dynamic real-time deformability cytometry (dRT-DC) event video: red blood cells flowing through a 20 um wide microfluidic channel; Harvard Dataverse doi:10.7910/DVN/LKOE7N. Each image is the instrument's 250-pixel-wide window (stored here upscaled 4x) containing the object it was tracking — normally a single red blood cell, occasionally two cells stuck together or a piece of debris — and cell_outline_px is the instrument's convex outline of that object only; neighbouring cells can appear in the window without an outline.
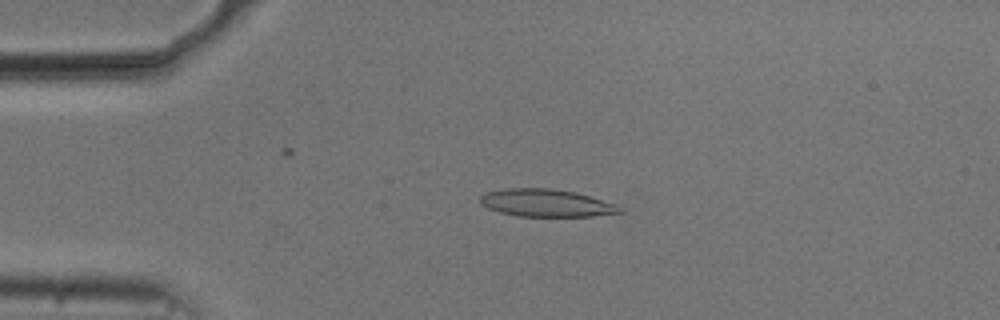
{"species": "common noctule bat (a hibernating species)", "species_latin": "Nyctalus noctula", "temperature_condition": "cold", "stored_images_in_passage": 52, "camera_frame_rate_fps": 3000, "um_per_image_px": 0.085, "animal": {"sex": "male", "body_mass_g": 20.5, "forearm_length_mm": 52.5}, "frame": {"image": 1, "passage_image": 11, "time_ms": 3.333, "image_size_px": [1000, 320], "cell_outline_px": [[624, 212], [592, 216], [516, 216], [500, 212], [488, 208], [480, 204], [480, 196], [488, 192], [504, 188], [548, 188], [576, 192], [616, 204], [624, 208]], "centroid_in_image_um": [46.44, 17.25], "position_along_channel_um": 38.6, "area_um2": 22.43}}
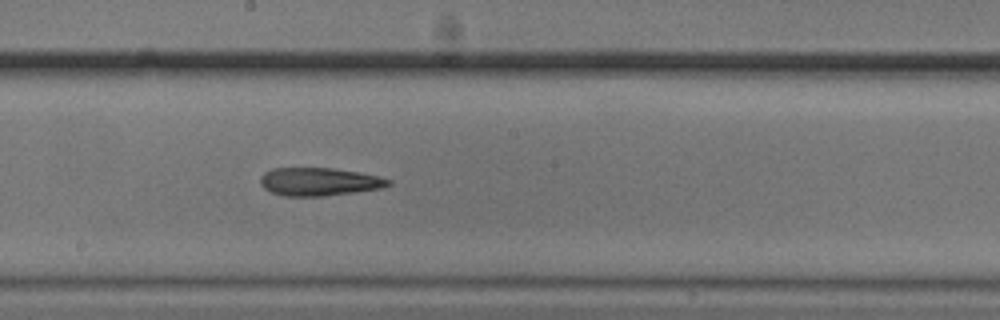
{"frame": {"image": 2, "passage_image": 28, "time_ms": 9.0, "image_size_px": [1000, 320], "cell_outline_px": [[392, 184], [380, 188], [356, 192], [324, 196], [284, 196], [272, 192], [264, 188], [260, 184], [260, 176], [264, 172], [272, 168], [332, 168], [360, 172], [392, 180]], "centroid_in_image_um": [27.11, 15.44], "position_along_channel_um": 221.1, "area_um2": 20.98}}
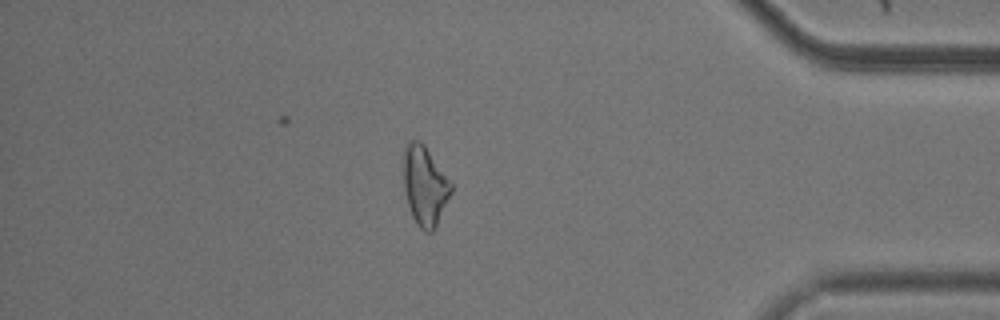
{"frame": {"image": 3, "passage_image": 45, "time_ms": 14.667, "image_size_px": [1000, 320], "cell_outline_px": [[452, 192], [432, 232], [424, 232], [416, 224], [412, 216], [408, 204], [404, 188], [404, 144], [408, 140], [420, 140], [424, 144], [452, 184]], "centroid_in_image_um": [36.09, 15.76], "position_along_channel_um": 399.1, "area_um2": 21.79}, "authors_computed_cell_mechanics": {"area_um2": 21.7617, "velocity_mm_per_s": 3.7487, "shape_relaxation_time_tau1_ms": 4.3273, "shape_relaxation_time_tau2_ms": 3.3431, "deformation_change_tau1": 0.1423, "deformation_change_tau2": 0.1403}}